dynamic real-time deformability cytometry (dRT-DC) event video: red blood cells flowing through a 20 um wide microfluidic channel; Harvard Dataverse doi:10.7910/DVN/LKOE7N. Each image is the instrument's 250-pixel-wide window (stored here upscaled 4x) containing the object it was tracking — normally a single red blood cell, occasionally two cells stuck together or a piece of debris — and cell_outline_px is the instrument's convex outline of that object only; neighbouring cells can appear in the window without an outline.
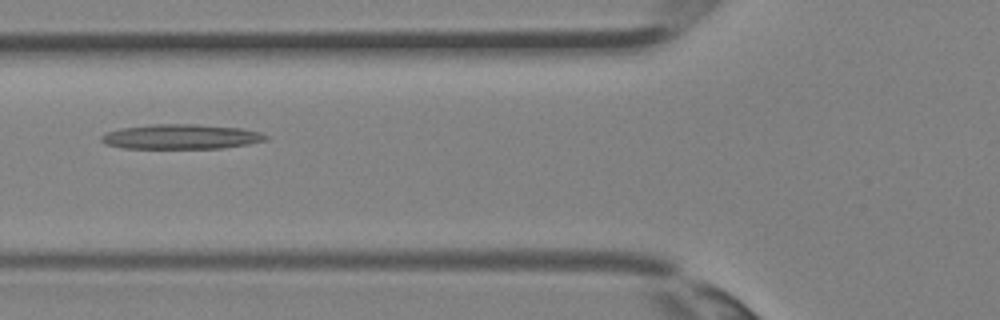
{"species": "Egyptian fruit bat (a non-hibernating species)", "species_latin": "Rousettus aegyptiacus", "temperature_condition": "room temperature", "stored_images_in_passage": 35, "camera_frame_rate_fps": 3000, "um_per_image_px": 0.085, "animal": {"sex": "female"}, "frame": {"image": 1, "passage_image": 13, "time_ms": 4.0, "image_size_px": [1000, 320], "cell_outline_px": [[268, 140], [248, 144], [220, 148], [124, 148], [108, 144], [100, 140], [100, 136], [108, 132], [120, 128], [156, 124], [196, 124], [240, 128], [260, 132], [268, 136]], "centroid_in_image_um": [15.41, 11.61], "position_along_channel_um": 110.4, "area_um2": 23.58}}
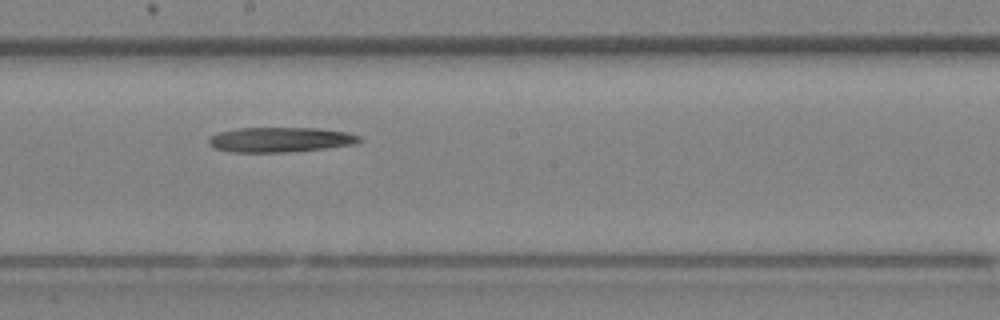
{"frame": {"image": 2, "passage_image": 19, "time_ms": 6.0, "image_size_px": [1000, 320], "cell_outline_px": [[364, 140], [356, 144], [324, 148], [288, 152], [228, 152], [216, 148], [208, 144], [208, 140], [212, 136], [220, 132], [236, 128], [320, 128], [348, 132], [360, 136]], "centroid_in_image_um": [23.86, 11.87], "position_along_channel_um": 224.3, "area_um2": 21.96}}
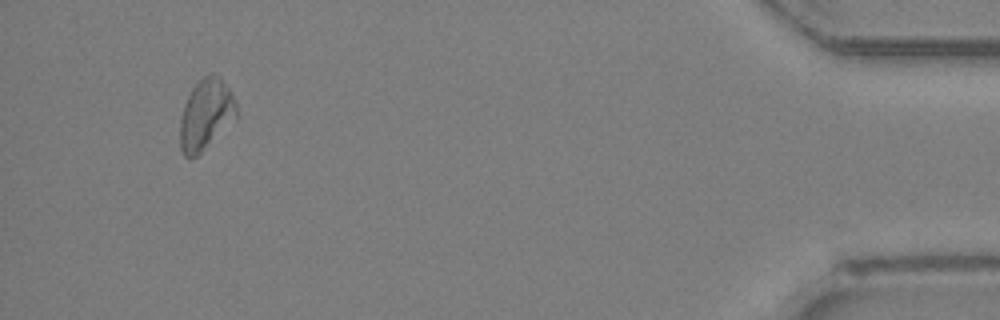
{"frame": {"image": 3, "passage_image": 33, "time_ms": 10.667, "image_size_px": [1000, 320], "cell_outline_px": [[236, 120], [196, 156], [188, 160], [184, 156], [180, 148], [180, 120], [184, 104], [192, 88], [204, 76], [212, 72], [216, 72], [232, 92], [236, 104]], "centroid_in_image_um": [17.5, 9.73], "position_along_channel_um": 417.7, "area_um2": 23.41}}